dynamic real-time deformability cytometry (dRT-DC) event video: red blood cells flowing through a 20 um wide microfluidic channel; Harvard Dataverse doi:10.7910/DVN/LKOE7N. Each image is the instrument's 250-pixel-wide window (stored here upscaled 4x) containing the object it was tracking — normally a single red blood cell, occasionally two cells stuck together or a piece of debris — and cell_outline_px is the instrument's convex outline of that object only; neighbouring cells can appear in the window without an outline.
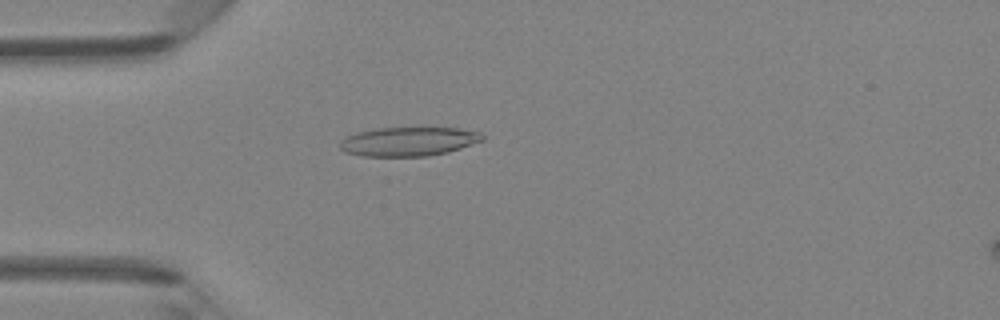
{"species": "Egyptian fruit bat (a non-hibernating species)", "species_latin": "Rousettus aegyptiacus", "temperature_condition": "room temperature", "stored_images_in_passage": 47, "camera_frame_rate_fps": 3000, "um_per_image_px": 0.085, "animal": {"sex": "female"}, "frame": {"image": 1, "passage_image": 13, "time_ms": 4.0, "image_size_px": [1000, 320], "cell_outline_px": [[484, 140], [448, 152], [428, 156], [364, 156], [344, 152], [340, 148], [340, 140], [356, 132], [376, 128], [420, 124], [460, 128], [480, 132], [484, 136]], "centroid_in_image_um": [34.77, 11.96], "position_along_channel_um": 50.2, "area_um2": 25.32}}
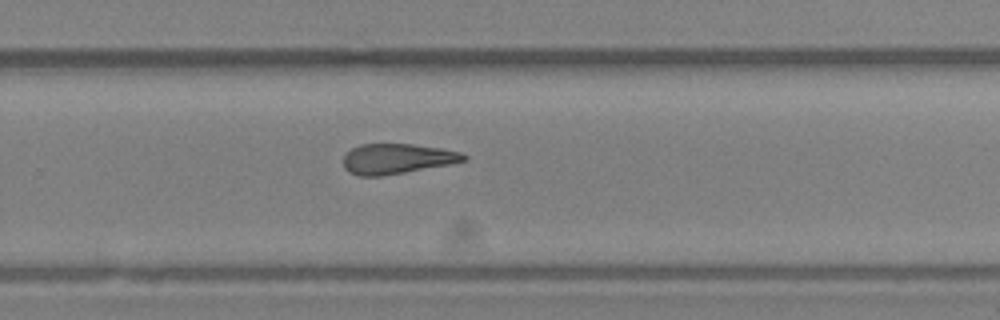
{"frame": {"image": 2, "passage_image": 31, "time_ms": 10.0, "image_size_px": [1000, 320], "cell_outline_px": [[468, 160], [448, 164], [404, 172], [380, 176], [360, 176], [348, 172], [344, 168], [344, 156], [352, 148], [360, 144], [412, 144], [440, 148], [460, 152], [468, 156]], "centroid_in_image_um": [33.73, 13.49], "position_along_channel_um": 296.1, "area_um2": 20.98}}
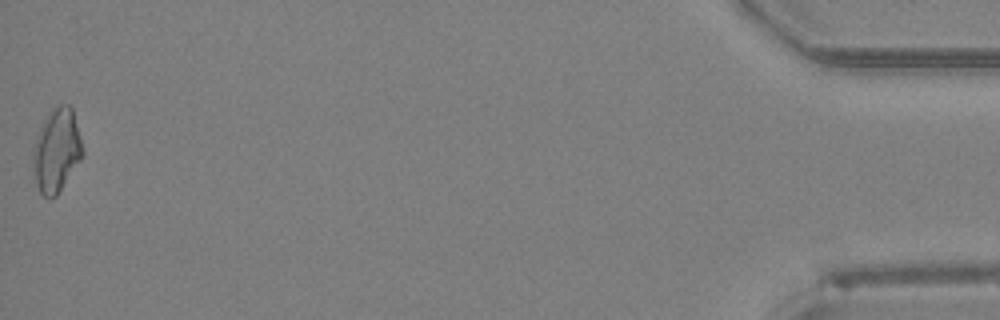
{"frame": {"image": 3, "passage_image": 47, "time_ms": 15.333, "image_size_px": [1000, 320], "cell_outline_px": [[84, 156], [56, 196], [52, 200], [48, 200], [40, 192], [36, 184], [32, 168], [32, 152], [36, 136], [44, 120], [60, 104], [68, 104], [72, 108], [80, 136], [84, 152]], "centroid_in_image_um": [4.8, 12.85], "position_along_channel_um": 430.4, "area_um2": 24.16}, "authors_computed_cell_mechanics": {"area_um2": 22.4264, "velocity_mm_per_s": 4.301, "shape_relaxation_time_tau1_ms": null, "shape_relaxation_time_tau2_ms": 6.3134, "deformation_change_tau1": null, "deformation_change_tau2": 0.1869}}